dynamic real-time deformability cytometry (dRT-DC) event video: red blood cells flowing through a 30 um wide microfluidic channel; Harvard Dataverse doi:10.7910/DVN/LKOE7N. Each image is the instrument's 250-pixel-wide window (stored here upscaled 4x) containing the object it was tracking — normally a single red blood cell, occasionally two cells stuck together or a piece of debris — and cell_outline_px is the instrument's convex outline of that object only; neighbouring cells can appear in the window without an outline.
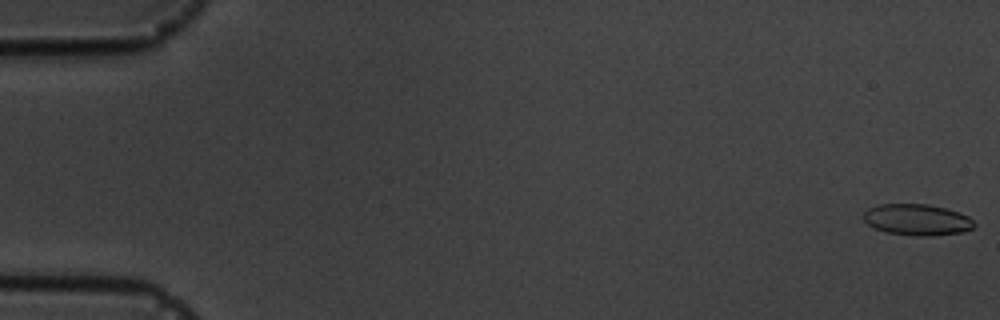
{"species": "common noctule bat (a hibernating species)", "species_latin": "Nyctalus noctula", "temperature_condition": "cold", "stored_images_in_passage": 5, "camera_frame_rate_fps": 3000, "um_per_image_px": 0.085, "animal": {"sex": "male", "body_mass_g": 19.5, "forearm_length_mm": 54.6}, "frame": {"image": 1, "passage_image": 1, "time_ms": 0.0, "image_size_px": [1000, 320], "cell_outline_px": [[976, 224], [972, 228], [964, 232], [932, 236], [916, 236], [884, 232], [872, 228], [860, 216], [868, 208], [880, 204], [928, 204], [960, 212], [968, 216]], "centroid_in_image_um": [77.92, 18.68], "position_along_channel_um": 7.1, "area_um2": 20.46}}
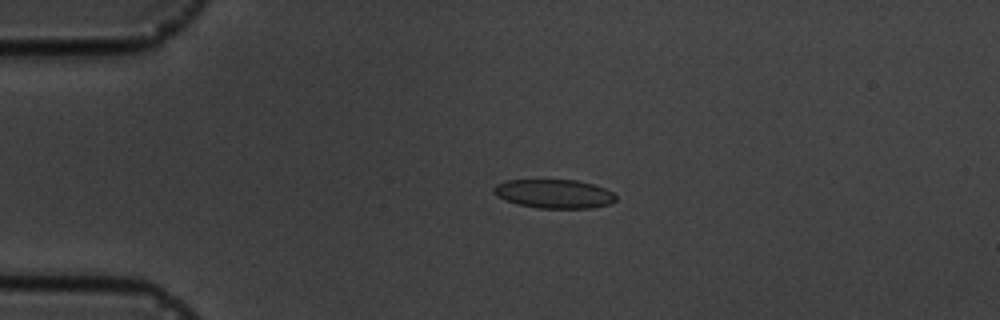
{"frame": {"image": 2, "passage_image": 4, "time_ms": 4.0, "image_size_px": [1000, 320], "cell_outline_px": [[616, 200], [608, 204], [592, 208], [536, 208], [504, 200], [496, 196], [492, 192], [492, 188], [496, 184], [508, 180], [576, 180], [592, 184], [604, 188], [612, 192], [616, 196]], "centroid_in_image_um": [47.06, 16.47], "position_along_channel_um": 37.9, "area_um2": 20.52}}